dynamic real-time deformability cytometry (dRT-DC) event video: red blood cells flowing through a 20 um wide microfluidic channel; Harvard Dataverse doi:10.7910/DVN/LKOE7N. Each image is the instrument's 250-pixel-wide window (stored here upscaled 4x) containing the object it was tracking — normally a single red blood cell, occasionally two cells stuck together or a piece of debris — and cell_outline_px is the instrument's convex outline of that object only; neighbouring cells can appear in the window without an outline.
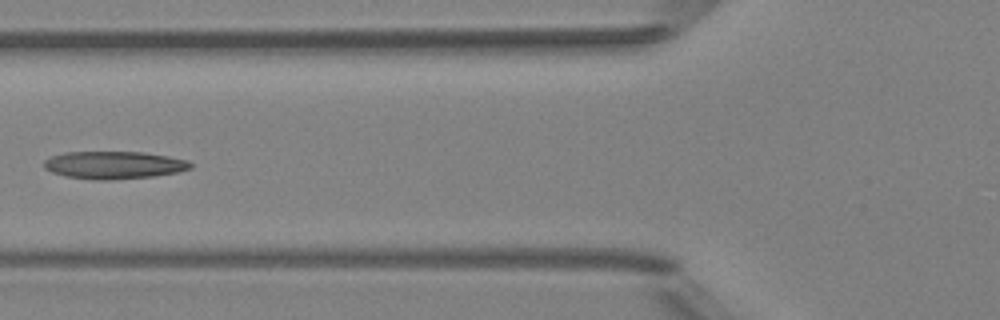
{"species": "Egyptian fruit bat (a non-hibernating species)", "species_latin": "Rousettus aegyptiacus", "temperature_condition": "room temperature", "stored_images_in_passage": 7, "camera_frame_rate_fps": 3000, "um_per_image_px": 0.085, "animal": {"sex": "female"}, "frame": {"image": 1, "passage_image": 5, "time_ms": 4.667, "image_size_px": [1000, 320], "cell_outline_px": [[192, 168], [180, 172], [156, 176], [108, 180], [92, 180], [68, 176], [52, 172], [44, 168], [44, 160], [52, 156], [64, 152], [144, 152], [168, 156], [188, 160], [192, 164]], "centroid_in_image_um": [9.72, 14.03], "position_along_channel_um": 116.1, "area_um2": 23.7}}
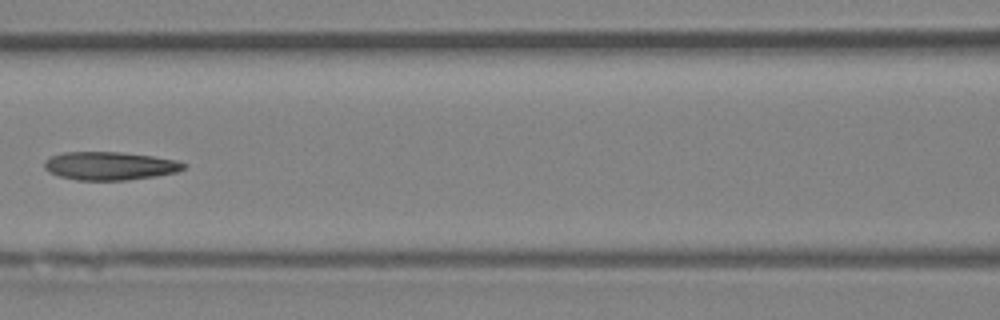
{"frame": {"image": 2, "passage_image": 6, "time_ms": 5.667, "image_size_px": [1000, 320], "cell_outline_px": [[188, 164], [184, 168], [176, 172], [156, 176], [128, 180], [76, 180], [60, 176], [48, 172], [44, 168], [44, 160], [48, 156], [64, 152], [120, 152], [152, 156], [176, 160]], "centroid_in_image_um": [9.3, 14.1], "position_along_channel_um": 157.3, "area_um2": 23.06}}
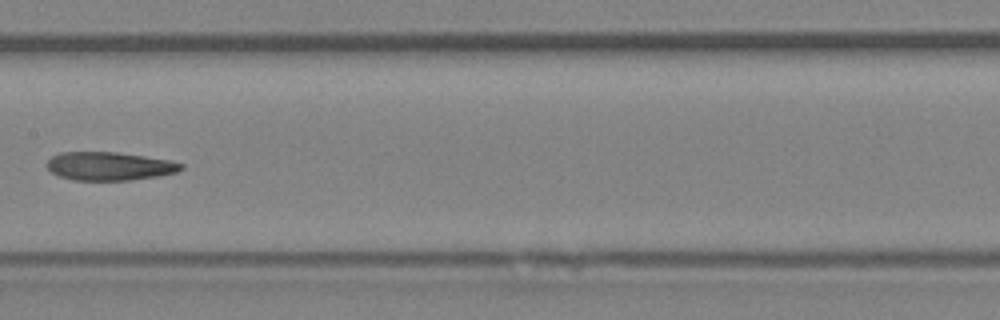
{"frame": {"image": 3, "passage_image": 7, "time_ms": 6.667, "image_size_px": [1000, 320], "cell_outline_px": [[184, 168], [176, 172], [156, 176], [128, 180], [72, 180], [60, 176], [52, 172], [48, 168], [48, 160], [52, 156], [60, 152], [116, 152], [144, 156], [168, 160], [184, 164]], "centroid_in_image_um": [9.29, 14.12], "position_along_channel_um": 198.1, "area_um2": 21.96}}